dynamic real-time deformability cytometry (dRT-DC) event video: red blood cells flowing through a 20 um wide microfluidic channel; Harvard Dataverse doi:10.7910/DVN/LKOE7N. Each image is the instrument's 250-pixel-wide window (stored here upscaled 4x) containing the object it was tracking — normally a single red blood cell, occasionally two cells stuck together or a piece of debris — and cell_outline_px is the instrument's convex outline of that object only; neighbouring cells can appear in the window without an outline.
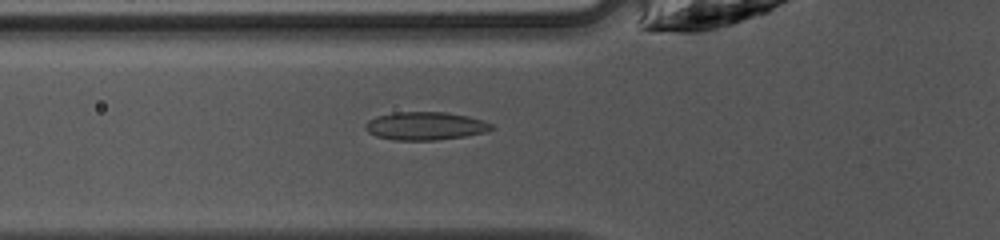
{"species": "common noctule bat (a hibernating species)", "species_latin": "Nyctalus noctula", "temperature_condition": "warm", "stored_images_in_passage": 47, "camera_frame_rate_fps": 3000, "um_per_image_px": 0.085, "animal": {"sex": "female", "body_mass_g": 10.0, "forearm_length_mm": 53.1}, "frame": {"image": 1, "passage_image": 17, "time_ms": 5.333, "image_size_px": [1000, 240], "cell_outline_px": [[496, 128], [488, 132], [464, 136], [436, 140], [392, 140], [376, 136], [368, 132], [364, 128], [364, 124], [368, 120], [376, 116], [396, 112], [444, 112], [468, 116], [492, 124]], "centroid_in_image_um": [36.14, 10.71], "position_along_channel_um": 89.7, "area_um2": 20.75}}
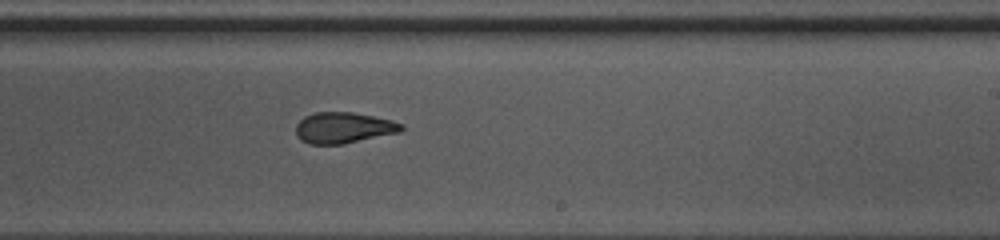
{"frame": {"image": 2, "passage_image": 29, "time_ms": 9.333, "image_size_px": [1000, 240], "cell_outline_px": [[404, 128], [400, 132], [344, 144], [308, 144], [300, 140], [296, 132], [296, 124], [304, 116], [316, 112], [352, 112], [392, 120], [404, 124]], "centroid_in_image_um": [29.2, 10.86], "position_along_channel_um": 259.8, "area_um2": 19.13}}
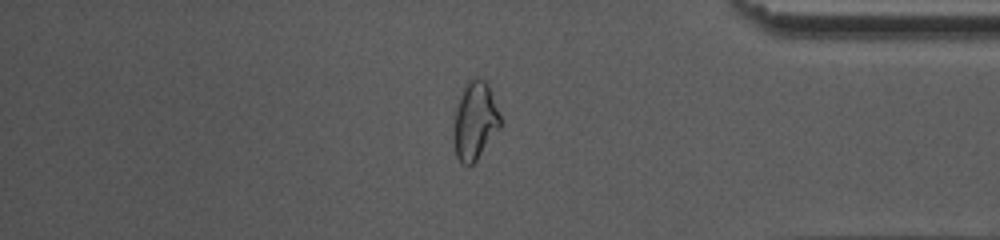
{"frame": {"image": 3, "passage_image": 40, "time_ms": 13.0, "image_size_px": [1000, 240], "cell_outline_px": [[500, 128], [476, 160], [472, 164], [460, 164], [456, 156], [452, 136], [456, 112], [460, 96], [468, 80], [472, 76], [476, 76], [484, 80], [488, 84], [500, 116]], "centroid_in_image_um": [40.35, 10.28], "position_along_channel_um": 394.8, "area_um2": 21.04}, "authors_computed_cell_mechanics": {"area_um2": 20.0566, "velocity_mm_per_s": 4.2308, "shape_relaxation_time_tau1_ms": 7.9665, "shape_relaxation_time_tau2_ms": 1.4833, "deformation_change_tau1": 0.1955, "deformation_change_tau2": 0.0662}}